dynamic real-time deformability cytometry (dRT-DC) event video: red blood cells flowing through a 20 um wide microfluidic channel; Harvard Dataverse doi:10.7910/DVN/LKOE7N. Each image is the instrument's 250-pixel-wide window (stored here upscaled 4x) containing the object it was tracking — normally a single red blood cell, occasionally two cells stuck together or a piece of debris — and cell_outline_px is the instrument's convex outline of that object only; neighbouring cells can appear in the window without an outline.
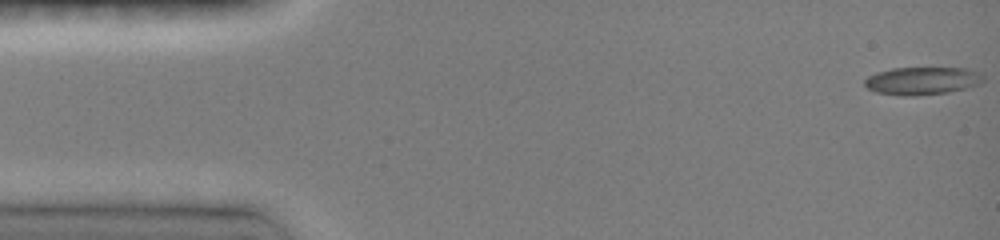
{"species": "common noctule bat (a hibernating species)", "species_latin": "Nyctalus noctula", "temperature_condition": "room temperature", "stored_images_in_passage": 41, "camera_frame_rate_fps": 3000, "um_per_image_px": 0.085, "animal": {"sex": "female", "body_mass_g": 19.0, "forearm_length_mm": 51.5}, "frame": {"image": 1, "passage_image": 1, "time_ms": 0.0, "image_size_px": [1000, 240], "cell_outline_px": [[984, 80], [980, 84], [948, 92], [916, 96], [900, 96], [876, 92], [868, 88], [864, 84], [864, 80], [868, 76], [876, 72], [892, 68], [968, 68], [980, 72], [984, 76]], "centroid_in_image_um": [78.39, 6.86], "position_along_channel_um": 6.6, "area_um2": 19.36}}
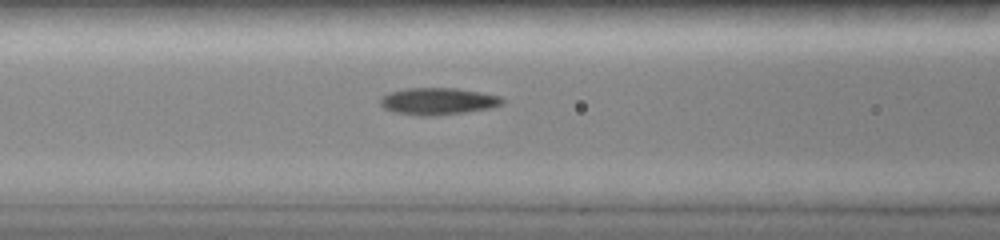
{"frame": {"image": 2, "passage_image": 14, "time_ms": 6.0, "image_size_px": [1000, 240], "cell_outline_px": [[504, 104], [492, 108], [464, 112], [432, 116], [416, 116], [392, 112], [384, 108], [380, 104], [380, 96], [388, 92], [404, 88], [456, 88], [480, 92], [500, 96], [504, 100]], "centroid_in_image_um": [37.19, 8.61], "position_along_channel_um": 129.4, "area_um2": 19.48}}
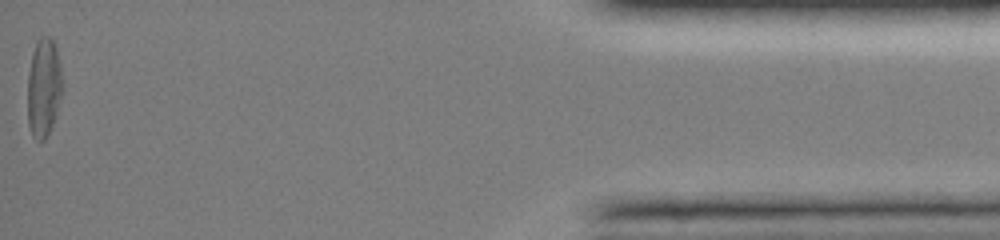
{"frame": {"image": 3, "passage_image": 41, "time_ms": 15.333, "image_size_px": [1000, 240], "cell_outline_px": [[64, 88], [56, 116], [44, 140], [36, 140], [32, 136], [28, 124], [28, 72], [32, 52], [40, 36], [52, 36], [56, 48], [60, 64]], "centroid_in_image_um": [3.73, 7.42], "position_along_channel_um": 431.5, "area_um2": 20.35}, "authors_computed_cell_mechanics": {"area_um2": 18.9006, "velocity_mm_per_s": 4.0901, "shape_relaxation_time_tau1_ms": null, "shape_relaxation_time_tau2_ms": 4.358, "deformation_change_tau1": null, "deformation_change_tau2": 0.1155}}